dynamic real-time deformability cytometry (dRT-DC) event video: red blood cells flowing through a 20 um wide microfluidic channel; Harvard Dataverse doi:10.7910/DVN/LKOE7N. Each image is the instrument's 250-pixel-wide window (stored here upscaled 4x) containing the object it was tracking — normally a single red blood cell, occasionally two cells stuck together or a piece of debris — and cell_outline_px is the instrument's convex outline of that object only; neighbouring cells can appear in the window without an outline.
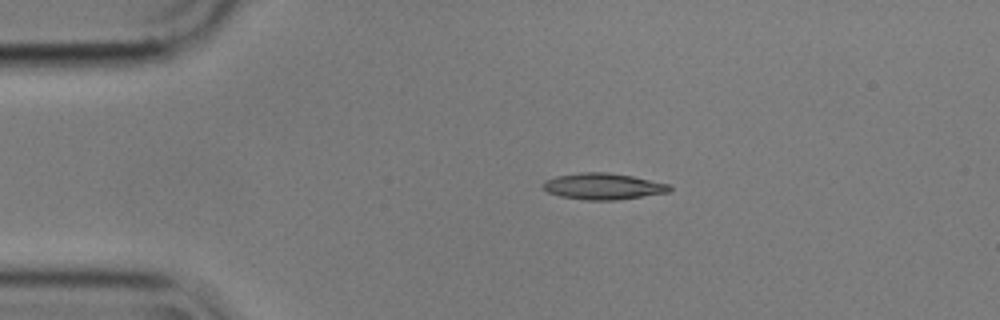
{"species": "common noctule bat (a hibernating species)", "species_latin": "Nyctalus noctula", "temperature_condition": "cold", "stored_images_in_passage": 3, "camera_frame_rate_fps": 3000, "um_per_image_px": 0.085, "animal": {"sex": "male", "body_mass_g": 17.9}, "frame": {"image": 1, "passage_image": 2, "time_ms": 0.333, "image_size_px": [1000, 320], "cell_outline_px": [[672, 188], [668, 192], [616, 200], [584, 200], [560, 196], [548, 192], [544, 188], [544, 180], [556, 176], [580, 172], [608, 172], [632, 176], [668, 184]], "centroid_in_image_um": [51.24, 15.83], "position_along_channel_um": 33.8, "area_um2": 19.25}}